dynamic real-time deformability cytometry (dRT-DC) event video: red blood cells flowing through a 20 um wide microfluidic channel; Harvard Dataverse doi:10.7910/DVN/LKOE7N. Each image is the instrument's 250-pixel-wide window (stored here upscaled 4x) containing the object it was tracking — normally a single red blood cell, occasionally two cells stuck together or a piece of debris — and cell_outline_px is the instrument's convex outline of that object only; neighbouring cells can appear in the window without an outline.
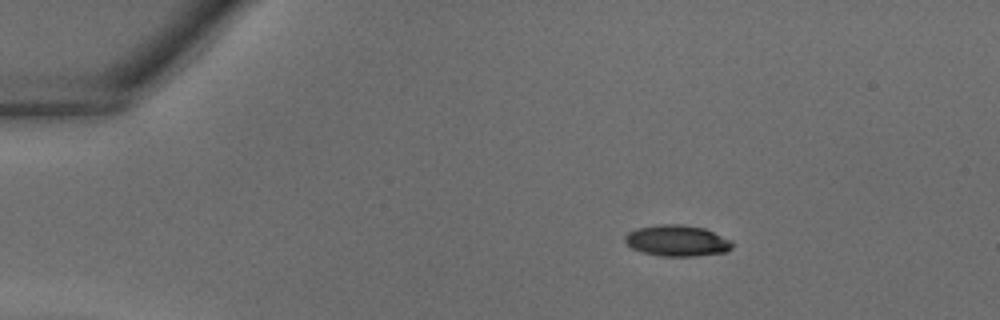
{"species": "common noctule bat (a hibernating species)", "species_latin": "Nyctalus noctula", "temperature_condition": "warm", "stored_images_in_passage": 33, "camera_frame_rate_fps": 3000, "um_per_image_px": 0.085, "animal": {"sex": "male", "body_mass_g": 18.8}, "frame": {"image": 1, "passage_image": 1, "time_ms": 0.0, "image_size_px": [1000, 320], "cell_outline_px": [[732, 248], [724, 252], [696, 256], [660, 256], [644, 252], [632, 248], [624, 240], [624, 236], [628, 232], [636, 228], [660, 224], [684, 224], [704, 228], [732, 240]], "centroid_in_image_um": [57.55, 20.45], "position_along_channel_um": 27.5, "area_um2": 19.48}}
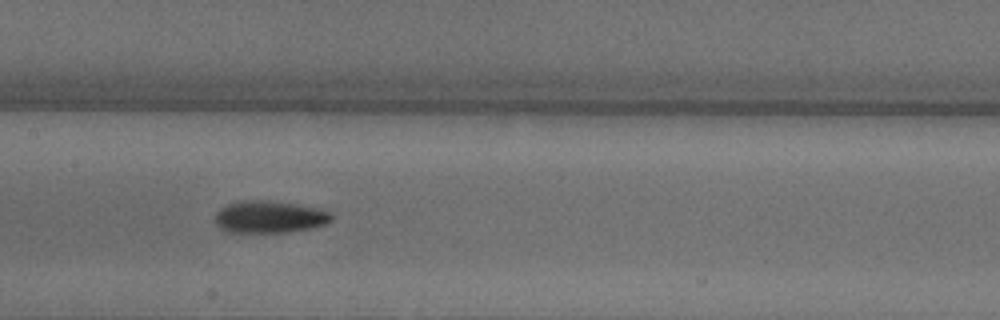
{"frame": {"image": 2, "passage_image": 14, "time_ms": 4.333, "image_size_px": [1000, 320], "cell_outline_px": [[332, 220], [324, 224], [312, 228], [284, 232], [228, 232], [220, 228], [216, 224], [216, 212], [220, 208], [228, 204], [252, 200], [292, 204], [316, 208], [332, 212]], "centroid_in_image_um": [22.9, 18.46], "position_along_channel_um": 184.5, "area_um2": 21.27}}
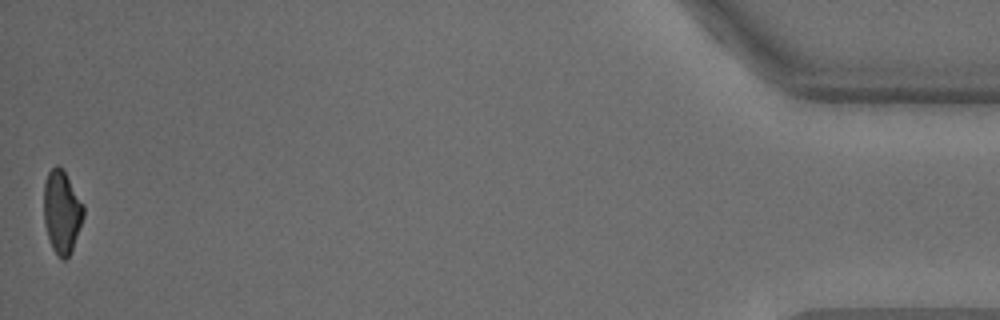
{"frame": {"image": 3, "passage_image": 33, "time_ms": 10.667, "image_size_px": [1000, 320], "cell_outline_px": [[84, 216], [72, 252], [64, 260], [52, 248], [48, 236], [44, 220], [44, 184], [48, 172], [56, 164], [64, 172], [84, 204]], "centroid_in_image_um": [5.27, 18.02], "position_along_channel_um": 429.9, "area_um2": 18.96}}